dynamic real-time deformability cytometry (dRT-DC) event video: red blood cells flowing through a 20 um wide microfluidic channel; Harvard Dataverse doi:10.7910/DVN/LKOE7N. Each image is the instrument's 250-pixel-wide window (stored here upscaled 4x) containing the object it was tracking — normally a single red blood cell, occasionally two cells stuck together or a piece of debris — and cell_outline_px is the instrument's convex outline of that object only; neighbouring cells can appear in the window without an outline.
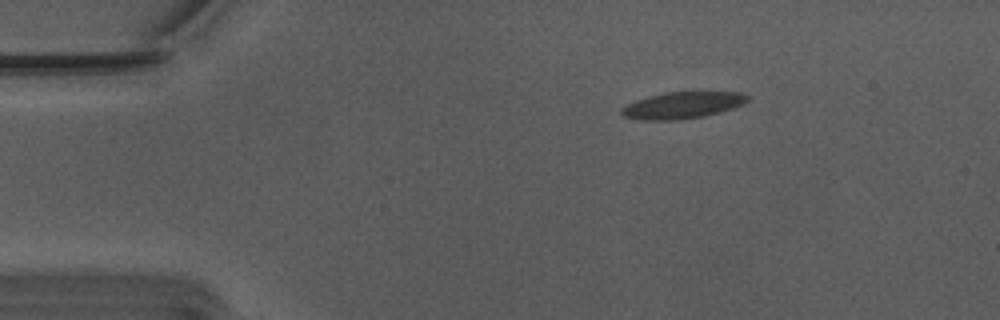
{"species": "Egyptian fruit bat (a non-hibernating species)", "species_latin": "Rousettus aegyptiacus", "temperature_condition": "warm", "stored_images_in_passage": 48, "camera_frame_rate_fps": 3000, "um_per_image_px": 0.085, "animal": {"sex": "male"}, "frame": {"image": 1, "passage_image": 1, "time_ms": 0.0, "image_size_px": [1000, 320], "cell_outline_px": [[748, 100], [732, 108], [704, 116], [680, 120], [644, 120], [624, 116], [620, 112], [620, 108], [636, 100], [648, 96], [664, 92], [740, 92], [748, 96]], "centroid_in_image_um": [57.96, 8.94], "position_along_channel_um": 27.0, "area_um2": 19.36}}
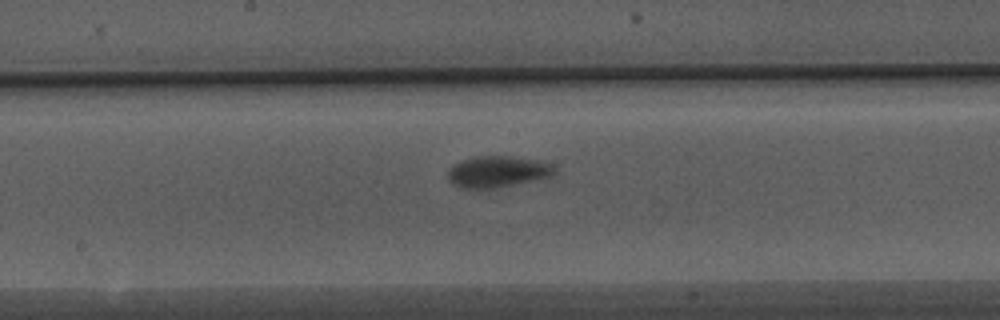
{"frame": {"image": 2, "passage_image": 21, "time_ms": 6.667, "image_size_px": [1000, 320], "cell_outline_px": [[556, 172], [548, 176], [532, 180], [496, 188], [464, 188], [452, 184], [448, 180], [448, 168], [452, 164], [476, 156], [512, 156], [536, 160], [552, 164]], "centroid_in_image_um": [42.23, 14.58], "position_along_channel_um": 206.0, "area_um2": 19.25}}
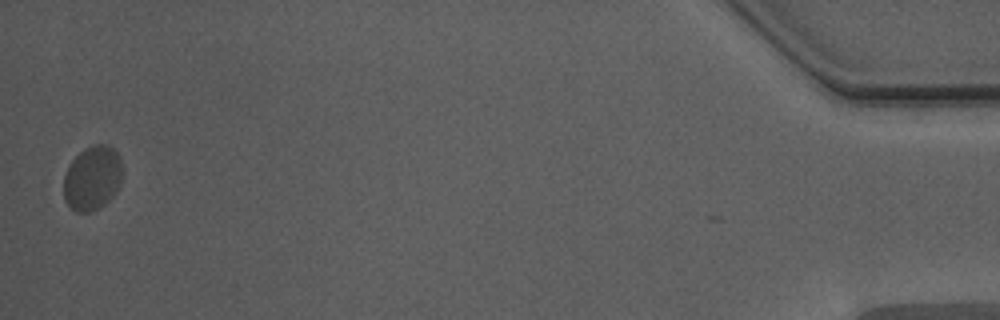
{"frame": {"image": 3, "passage_image": 47, "time_ms": 15.333, "image_size_px": [1000, 320], "cell_outline_px": [[120, 180], [112, 196], [108, 200], [96, 208], [88, 212], [76, 212], [64, 200], [64, 176], [72, 160], [84, 148], [92, 144], [108, 144], [120, 156]], "centroid_in_image_um": [7.81, 15.1], "position_along_channel_um": 427.4, "area_um2": 21.5}, "authors_computed_cell_mechanics": {"area_um2": 19.4497, "velocity_mm_per_s": 3.6803, "shape_relaxation_time_tau1_ms": 2.5412, "shape_relaxation_time_tau2_ms": null, "deformation_change_tau1": 0.1383, "deformation_change_tau2": null}}